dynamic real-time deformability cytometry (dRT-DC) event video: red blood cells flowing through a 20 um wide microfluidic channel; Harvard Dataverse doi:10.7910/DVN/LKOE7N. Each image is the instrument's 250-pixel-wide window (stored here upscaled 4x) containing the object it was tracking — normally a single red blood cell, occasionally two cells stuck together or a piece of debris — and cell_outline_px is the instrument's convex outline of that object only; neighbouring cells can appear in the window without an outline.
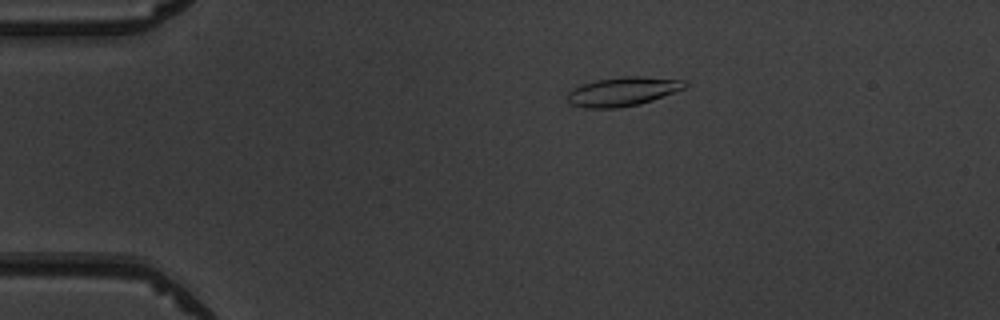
{"species": "common noctule bat (a hibernating species)", "species_latin": "Nyctalus noctula", "temperature_condition": "warm", "stored_images_in_passage": 3, "camera_frame_rate_fps": 3000, "um_per_image_px": 0.085, "animal": {"sex": "male", "body_mass_g": 19.5, "forearm_length_mm": 54.6}, "frame": {"image": 1, "passage_image": 1, "time_ms": 0.0, "image_size_px": [1000, 320], "cell_outline_px": [[688, 84], [684, 88], [652, 100], [640, 104], [620, 108], [584, 108], [572, 104], [568, 100], [568, 92], [572, 88], [580, 84], [596, 80], [620, 76], [640, 76], [684, 80]], "centroid_in_image_um": [52.9, 7.77], "position_along_channel_um": 32.1, "area_um2": 19.88}}